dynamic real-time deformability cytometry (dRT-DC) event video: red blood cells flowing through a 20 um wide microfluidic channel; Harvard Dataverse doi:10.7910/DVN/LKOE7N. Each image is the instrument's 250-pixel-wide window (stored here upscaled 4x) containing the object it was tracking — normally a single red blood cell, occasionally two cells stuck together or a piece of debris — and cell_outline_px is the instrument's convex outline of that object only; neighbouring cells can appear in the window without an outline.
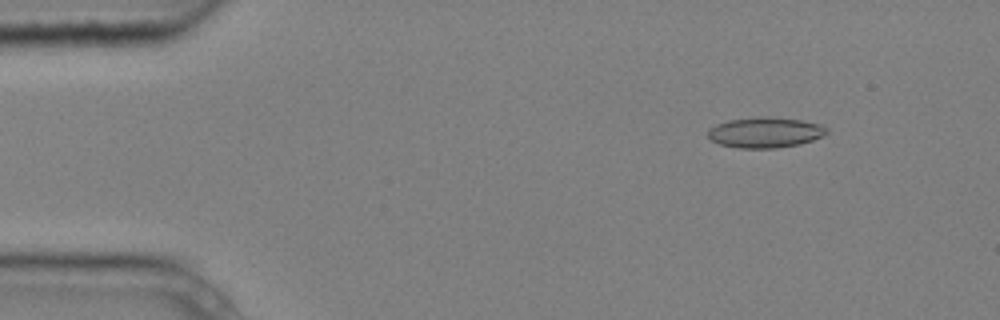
{"species": "common noctule bat (a hibernating species)", "species_latin": "Nyctalus noctula", "temperature_condition": "cold", "stored_images_in_passage": 8, "camera_frame_rate_fps": 3000, "um_per_image_px": 0.085, "animal": {"sex": "male", "body_mass_g": 20.4}, "frame": {"image": 1, "passage_image": 2, "time_ms": 0.333, "image_size_px": [1000, 320], "cell_outline_px": [[828, 132], [824, 136], [800, 144], [776, 148], [740, 148], [720, 144], [712, 140], [708, 136], [708, 128], [716, 124], [728, 120], [760, 116], [768, 116], [804, 120], [820, 124], [828, 128]], "centroid_in_image_um": [65.06, 11.24], "position_along_channel_um": 19.9, "area_um2": 21.33}}
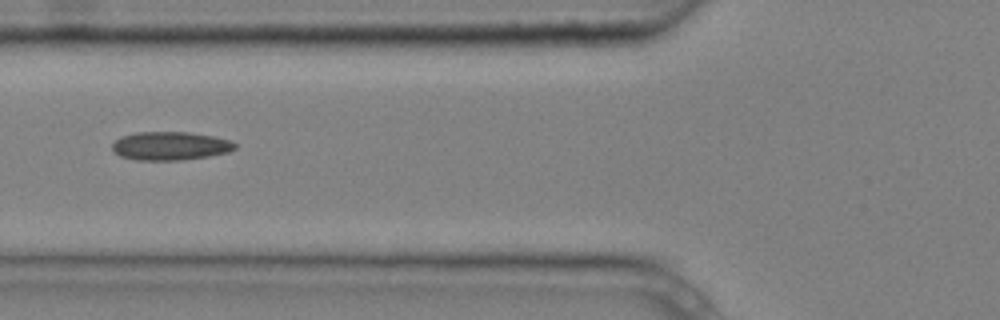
{"frame": {"image": 2, "passage_image": 6, "time_ms": 1.667, "image_size_px": [1000, 320], "cell_outline_px": [[236, 148], [228, 152], [208, 156], [180, 160], [136, 160], [120, 156], [112, 152], [112, 144], [120, 136], [136, 132], [188, 132], [212, 136], [232, 140], [236, 144]], "centroid_in_image_um": [14.44, 12.4], "position_along_channel_um": 111.4, "area_um2": 20.46}}
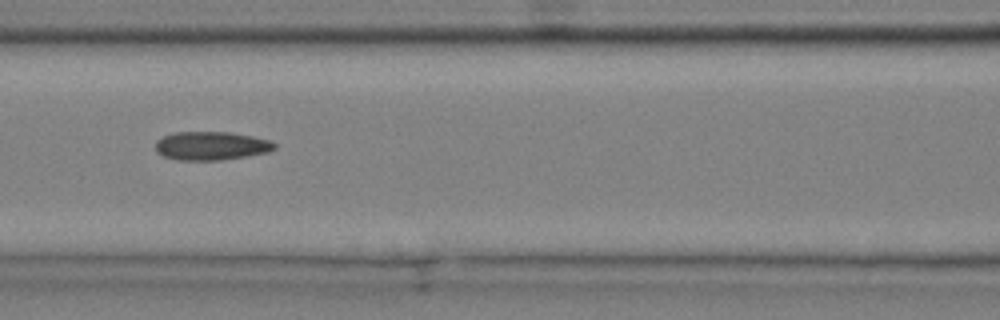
{"frame": {"image": 3, "passage_image": 7, "time_ms": 2.0, "image_size_px": [1000, 320], "cell_outline_px": [[276, 148], [268, 152], [248, 156], [220, 160], [176, 160], [164, 156], [156, 152], [156, 140], [164, 136], [176, 132], [228, 132], [252, 136], [272, 140], [276, 144]], "centroid_in_image_um": [17.97, 12.4], "position_along_channel_um": 148.6, "area_um2": 19.88}}